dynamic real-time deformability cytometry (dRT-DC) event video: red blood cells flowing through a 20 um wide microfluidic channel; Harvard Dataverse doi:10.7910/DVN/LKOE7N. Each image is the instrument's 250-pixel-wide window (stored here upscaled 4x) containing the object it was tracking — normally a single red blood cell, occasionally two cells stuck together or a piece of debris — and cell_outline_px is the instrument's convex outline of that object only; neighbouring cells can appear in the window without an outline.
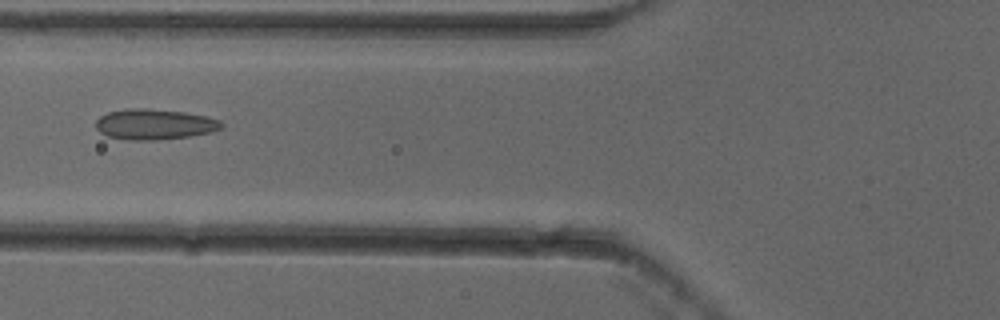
{"species": "common noctule bat (a hibernating species)", "species_latin": "Nyctalus noctula", "temperature_condition": "cold", "stored_images_in_passage": 53, "camera_frame_rate_fps": 3000, "um_per_image_px": 0.085, "animal": {"sex": "female"}, "frame": {"image": 1, "passage_image": 21, "time_ms": 6.667, "image_size_px": [1000, 320], "cell_outline_px": [[224, 124], [220, 128], [208, 132], [188, 136], [156, 140], [132, 140], [108, 136], [100, 132], [96, 128], [96, 120], [100, 116], [108, 112], [128, 108], [148, 108], [184, 112], [204, 116], [220, 120]], "centroid_in_image_um": [13.09, 10.55], "position_along_channel_um": 112.7, "area_um2": 22.14}}
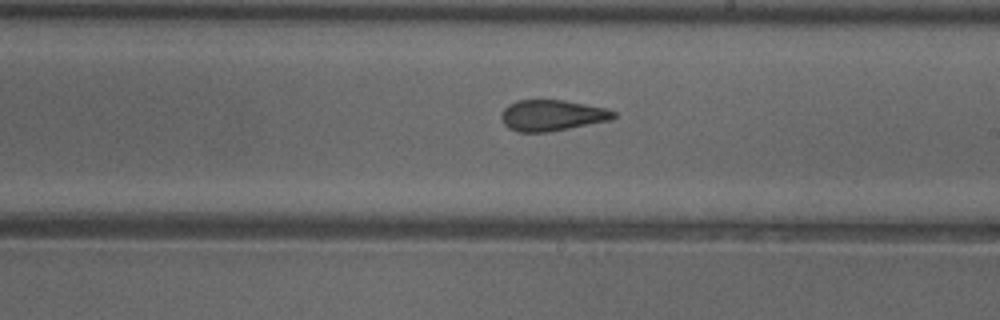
{"frame": {"image": 2, "passage_image": 31, "time_ms": 10.0, "image_size_px": [1000, 320], "cell_outline_px": [[616, 116], [608, 120], [548, 132], [516, 132], [508, 128], [504, 124], [500, 116], [504, 108], [508, 104], [516, 100], [564, 100], [604, 108], [616, 112]], "centroid_in_image_um": [46.85, 9.8], "position_along_channel_um": 242.1, "area_um2": 20.11}}
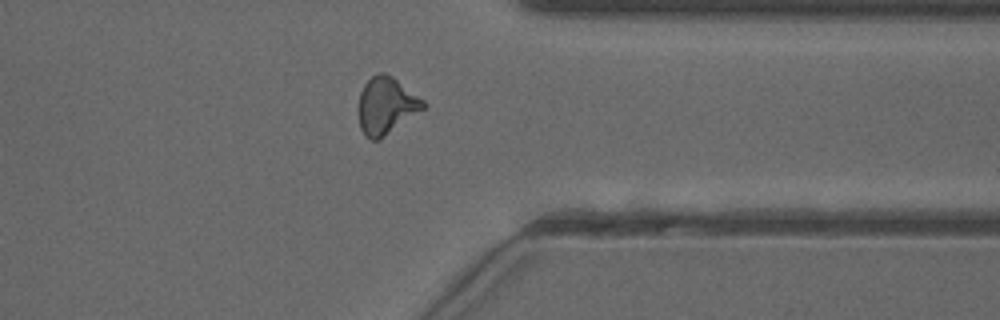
{"frame": {"image": 3, "passage_image": 42, "time_ms": 13.667, "image_size_px": [1000, 320], "cell_outline_px": [[428, 104], [424, 108], [380, 140], [372, 140], [364, 136], [360, 128], [360, 92], [364, 84], [372, 76], [380, 72], [384, 72], [392, 76], [424, 100]], "centroid_in_image_um": [32.84, 8.99], "position_along_channel_um": 378.6, "area_um2": 21.27}, "authors_computed_cell_mechanics": {"area_um2": 20.9814, "velocity_mm_per_s": 3.8643, "shape_relaxation_time_tau1_ms": 10.7085, "shape_relaxation_time_tau2_ms": 1.7819, "deformation_change_tau1": 0.2039, "deformation_change_tau2": 0.087}}